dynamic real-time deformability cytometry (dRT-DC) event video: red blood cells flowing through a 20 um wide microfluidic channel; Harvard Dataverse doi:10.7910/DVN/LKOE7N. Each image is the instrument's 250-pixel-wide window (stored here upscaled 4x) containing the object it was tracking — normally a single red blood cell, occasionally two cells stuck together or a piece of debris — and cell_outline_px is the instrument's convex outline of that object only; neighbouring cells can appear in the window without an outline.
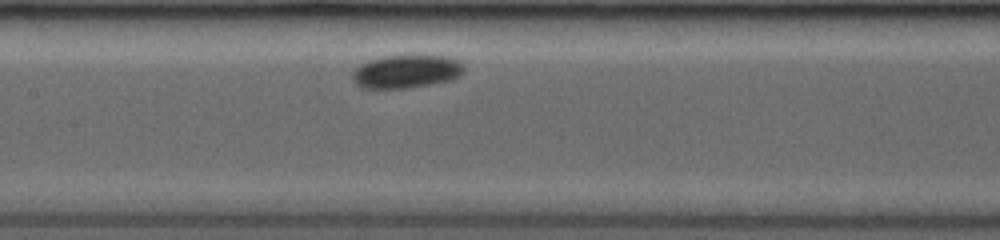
{"species": "common noctule bat (a hibernating species)", "species_latin": "Nyctalus noctula", "temperature_condition": "room temperature", "stored_images_in_passage": 6, "camera_frame_rate_fps": 3500, "um_per_image_px": 0.085, "animal": {"sex": "female", "body_mass_g": 19.0, "forearm_length_mm": 53.3}, "frame": {"image": 1, "passage_image": 6, "time_ms": 4.0, "image_size_px": [1000, 240], "cell_outline_px": [[464, 72], [460, 76], [452, 80], [432, 84], [408, 88], [360, 88], [352, 80], [352, 72], [360, 64], [368, 60], [384, 56], [444, 56], [460, 60], [464, 64]], "centroid_in_image_um": [34.55, 6.08], "position_along_channel_um": 172.9, "area_um2": 21.79}}